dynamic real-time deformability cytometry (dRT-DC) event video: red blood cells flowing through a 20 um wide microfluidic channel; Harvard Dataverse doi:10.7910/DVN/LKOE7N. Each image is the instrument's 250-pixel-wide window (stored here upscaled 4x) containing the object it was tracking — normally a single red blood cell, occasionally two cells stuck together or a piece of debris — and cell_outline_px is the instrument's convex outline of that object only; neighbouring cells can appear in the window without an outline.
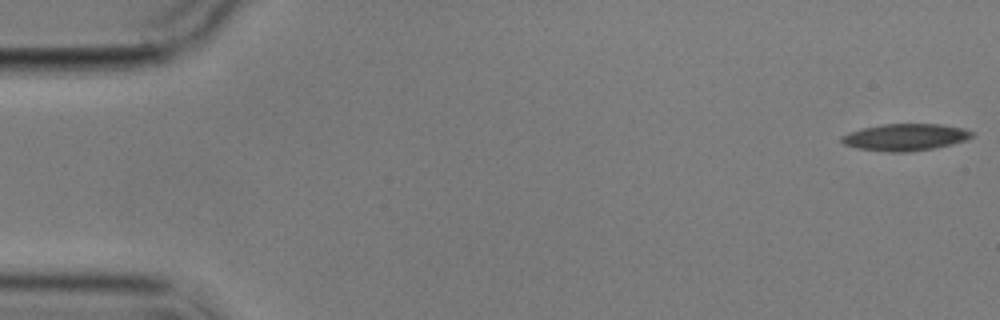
{"species": "common noctule bat (a hibernating species)", "species_latin": "Nyctalus noctula", "temperature_condition": "cold", "stored_images_in_passage": 4, "camera_frame_rate_fps": 3000, "um_per_image_px": 0.085, "animal": {"sex": "male", "body_mass_g": 17.9}, "frame": {"image": 1, "passage_image": 1, "time_ms": 0.0, "image_size_px": [1000, 320], "cell_outline_px": [[972, 136], [968, 140], [936, 148], [908, 152], [888, 152], [856, 148], [844, 144], [840, 140], [840, 136], [848, 132], [864, 128], [884, 124], [940, 124], [964, 128], [972, 132]], "centroid_in_image_um": [76.95, 11.67], "position_along_channel_um": 8.1, "area_um2": 20.52}}
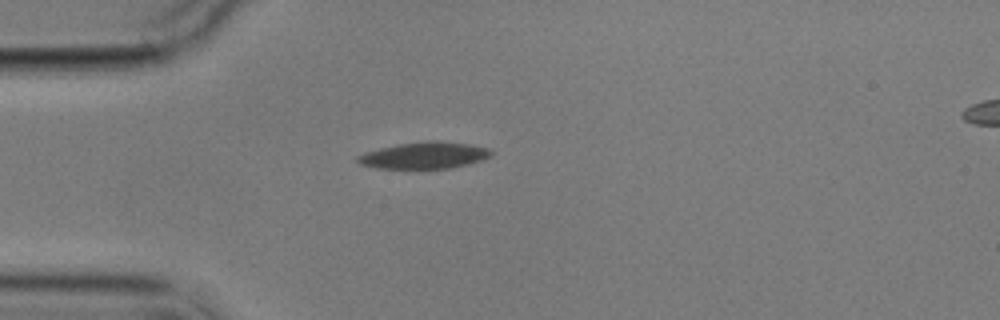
{"frame": {"image": 2, "passage_image": 4, "time_ms": 4.667, "image_size_px": [1000, 320], "cell_outline_px": [[492, 156], [468, 164], [452, 168], [376, 168], [360, 164], [356, 160], [356, 156], [364, 152], [380, 148], [400, 144], [428, 140], [436, 140], [468, 144], [488, 148], [492, 152]], "centroid_in_image_um": [36.05, 13.2], "position_along_channel_um": 49.0, "area_um2": 20.63}}